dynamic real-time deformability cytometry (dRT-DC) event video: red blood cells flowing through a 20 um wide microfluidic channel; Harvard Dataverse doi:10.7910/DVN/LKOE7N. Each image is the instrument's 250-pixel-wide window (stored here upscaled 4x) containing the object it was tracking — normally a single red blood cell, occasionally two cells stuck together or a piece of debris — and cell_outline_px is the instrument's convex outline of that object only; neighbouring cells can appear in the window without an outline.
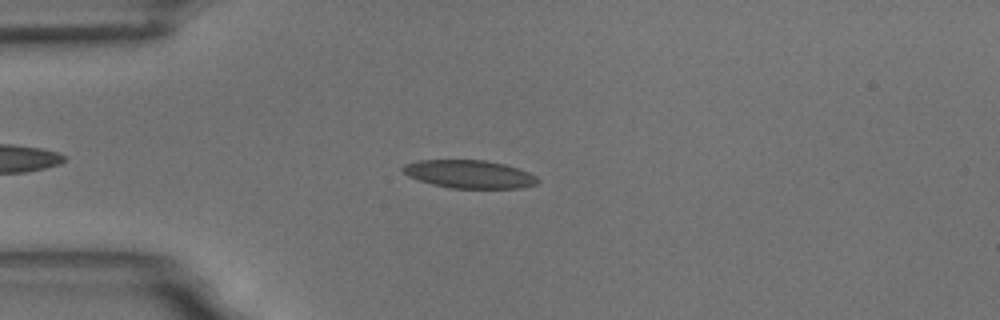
{"species": "common noctule bat (a hibernating species)", "species_latin": "Nyctalus noctula", "temperature_condition": "room temperature", "stored_images_in_passage": 49, "camera_frame_rate_fps": 3000, "um_per_image_px": 0.085, "animal": {"sex": "male", "body_mass_g": 18.8}, "frame": {"image": 1, "passage_image": 8, "time_ms": 2.333, "image_size_px": [1000, 320], "cell_outline_px": [[540, 180], [536, 184], [520, 188], [448, 188], [432, 184], [408, 176], [400, 168], [404, 164], [416, 160], [484, 160], [504, 164], [528, 172], [536, 176]], "centroid_in_image_um": [39.86, 14.8], "position_along_channel_um": 45.1, "area_um2": 22.02}}
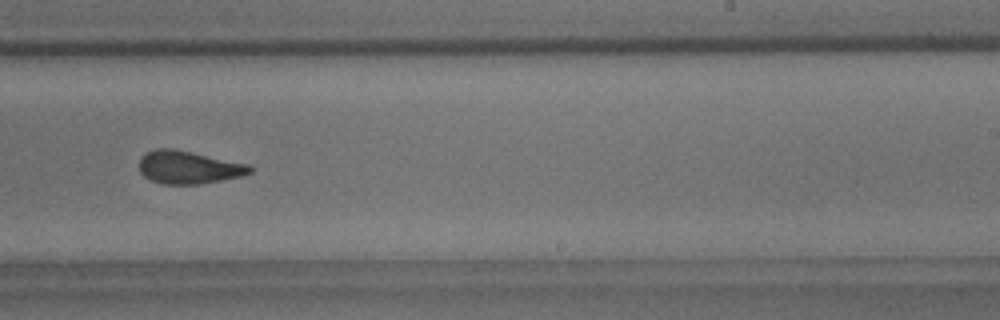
{"frame": {"image": 2, "passage_image": 28, "time_ms": 9.0, "image_size_px": [1000, 320], "cell_outline_px": [[256, 168], [252, 172], [240, 176], [200, 184], [164, 184], [152, 180], [144, 176], [140, 172], [140, 160], [148, 152], [156, 148], [172, 148], [192, 152], [248, 164]], "centroid_in_image_um": [16.06, 14.22], "position_along_channel_um": 272.9, "area_um2": 20.98}}
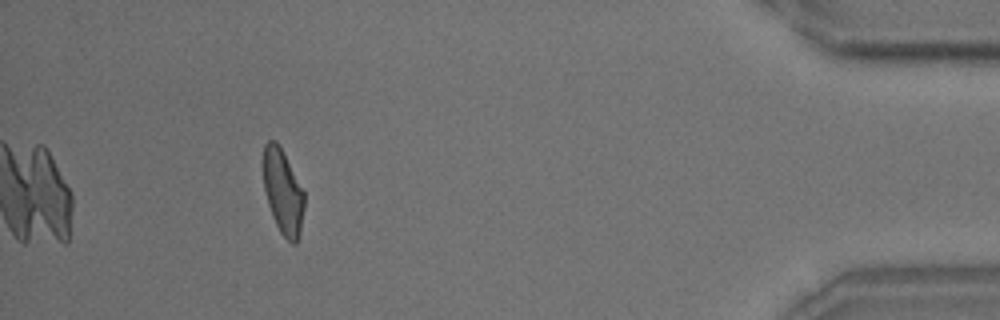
{"frame": {"image": 3, "passage_image": 44, "time_ms": 14.333, "image_size_px": [1000, 320], "cell_outline_px": [[304, 208], [300, 232], [296, 244], [292, 244], [280, 232], [272, 216], [268, 204], [264, 188], [260, 160], [264, 144], [268, 140], [276, 140], [304, 192]], "centroid_in_image_um": [23.99, 16.26], "position_along_channel_um": 411.2, "area_um2": 20.46}, "authors_computed_cell_mechanics": {"area_um2": 21.5594, "velocity_mm_per_s": 3.6832, "shape_relaxation_time_tau1_ms": 6.2866, "shape_relaxation_time_tau2_ms": 2.0274, "deformation_change_tau1": 0.1468, "deformation_change_tau2": 0.0971}}